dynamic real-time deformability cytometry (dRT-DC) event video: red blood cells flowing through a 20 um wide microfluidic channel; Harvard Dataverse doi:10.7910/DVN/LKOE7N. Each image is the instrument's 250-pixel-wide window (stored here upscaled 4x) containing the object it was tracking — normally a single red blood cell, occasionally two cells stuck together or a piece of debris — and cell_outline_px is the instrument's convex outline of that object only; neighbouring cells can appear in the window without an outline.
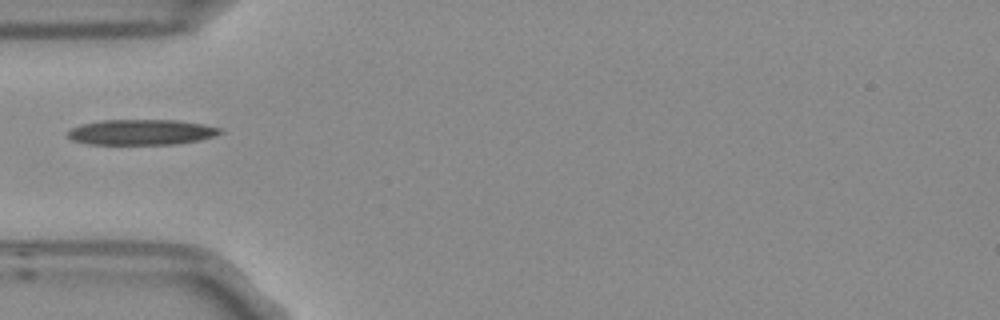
{"species": "Egyptian fruit bat (a non-hibernating species)", "species_latin": "Rousettus aegyptiacus", "temperature_condition": "room temperature", "stored_images_in_passage": 1, "camera_frame_rate_fps": 3000, "um_per_image_px": 0.085, "frame": {"image": 1, "passage_image": 1, "time_ms": 0.0, "image_size_px": [1000, 320], "cell_outline_px": [[224, 132], [200, 140], [176, 144], [88, 144], [72, 140], [68, 136], [68, 132], [72, 128], [80, 124], [104, 120], [176, 120], [204, 124], [220, 128]], "centroid_in_image_um": [12.02, 11.23], "position_along_channel_um": 73.0, "area_um2": 22.54}}